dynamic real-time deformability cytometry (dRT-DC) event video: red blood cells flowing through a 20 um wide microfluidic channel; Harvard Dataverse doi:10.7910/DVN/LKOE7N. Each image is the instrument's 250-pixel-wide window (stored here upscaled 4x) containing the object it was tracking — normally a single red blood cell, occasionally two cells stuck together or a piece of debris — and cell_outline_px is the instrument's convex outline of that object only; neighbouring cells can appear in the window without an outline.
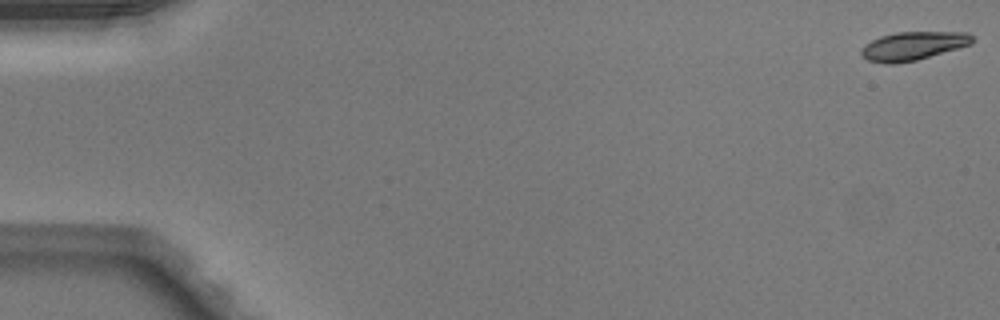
{"species": "Egyptian fruit bat (a non-hibernating species)", "species_latin": "Rousettus aegyptiacus", "temperature_condition": "warm", "stored_images_in_passage": 9, "camera_frame_rate_fps": 3000, "um_per_image_px": 0.085, "animal": {"sex": "male"}, "frame": {"image": 1, "passage_image": 1, "time_ms": 0.0, "image_size_px": [1000, 320], "cell_outline_px": [[972, 44], [916, 60], [896, 64], [884, 64], [868, 60], [860, 56], [860, 48], [864, 44], [880, 36], [896, 32], [968, 32], [972, 36]], "centroid_in_image_um": [77.55, 3.91], "position_along_channel_um": 7.5, "area_um2": 18.55}}